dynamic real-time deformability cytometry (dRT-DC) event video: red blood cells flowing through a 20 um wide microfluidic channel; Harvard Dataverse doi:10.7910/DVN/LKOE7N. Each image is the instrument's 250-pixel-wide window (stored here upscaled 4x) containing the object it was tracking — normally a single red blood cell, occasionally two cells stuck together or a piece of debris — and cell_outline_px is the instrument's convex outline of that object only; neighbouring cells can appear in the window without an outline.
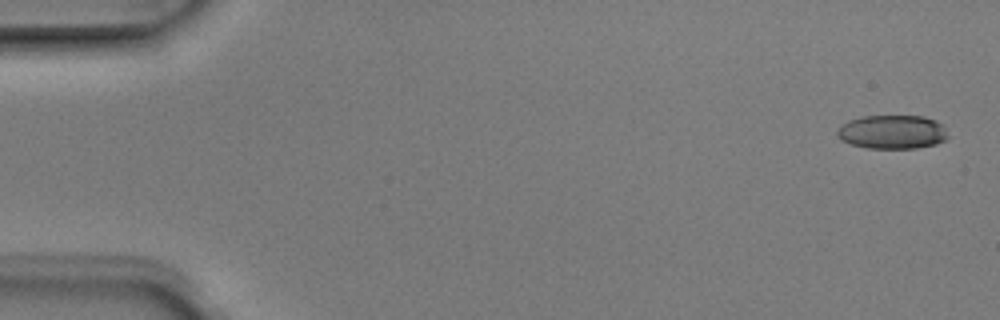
{"species": "Egyptian fruit bat (a non-hibernating species)", "species_latin": "Rousettus aegyptiacus", "temperature_condition": "room temperature", "stored_images_in_passage": 5, "camera_frame_rate_fps": 3000, "um_per_image_px": 0.085, "animal": {"sex": "male"}, "frame": {"image": 1, "passage_image": 1, "time_ms": 0.0, "image_size_px": [1000, 320], "cell_outline_px": [[948, 136], [944, 140], [936, 144], [916, 148], [868, 148], [852, 144], [840, 140], [836, 136], [836, 132], [840, 124], [848, 120], [860, 116], [924, 116], [936, 120], [944, 124]], "centroid_in_image_um": [75.83, 11.2], "position_along_channel_um": 9.2, "area_um2": 22.14}}